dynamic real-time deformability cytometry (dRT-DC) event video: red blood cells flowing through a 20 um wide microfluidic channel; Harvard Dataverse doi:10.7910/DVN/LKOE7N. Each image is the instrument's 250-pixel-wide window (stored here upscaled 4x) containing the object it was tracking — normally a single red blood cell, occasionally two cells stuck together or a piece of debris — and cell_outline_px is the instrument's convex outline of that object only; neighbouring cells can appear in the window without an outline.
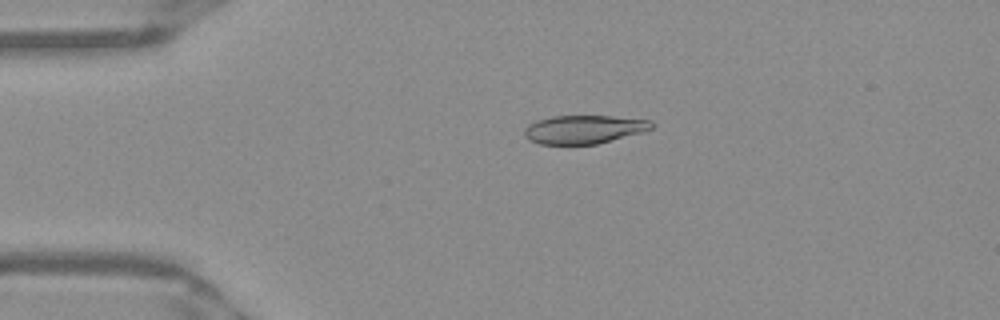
{"species": "Egyptian fruit bat (a non-hibernating species)", "species_latin": "Rousettus aegyptiacus", "temperature_condition": "warm", "stored_images_in_passage": 51, "camera_frame_rate_fps": 3000, "um_per_image_px": 0.085, "frame": {"image": 1, "passage_image": 11, "time_ms": 3.333, "image_size_px": [1000, 320], "cell_outline_px": [[656, 124], [652, 128], [644, 132], [596, 144], [540, 144], [528, 140], [524, 136], [524, 128], [528, 124], [536, 120], [552, 116], [612, 116], [652, 120]], "centroid_in_image_um": [49.64, 10.99], "position_along_channel_um": 35.4, "area_um2": 21.33}}
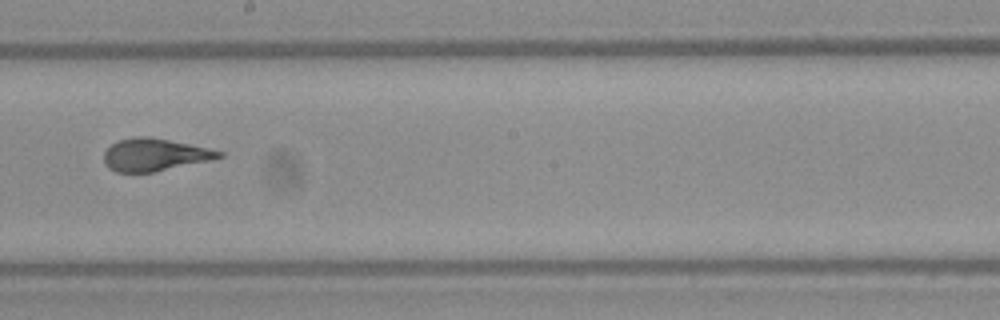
{"frame": {"image": 2, "passage_image": 29, "time_ms": 9.333, "image_size_px": [1000, 320], "cell_outline_px": [[224, 156], [212, 160], [152, 172], [116, 172], [108, 168], [104, 164], [104, 152], [112, 144], [120, 140], [136, 136], [148, 136], [188, 144], [224, 152]], "centroid_in_image_um": [13.12, 13.16], "position_along_channel_um": 235.1, "area_um2": 21.56}}
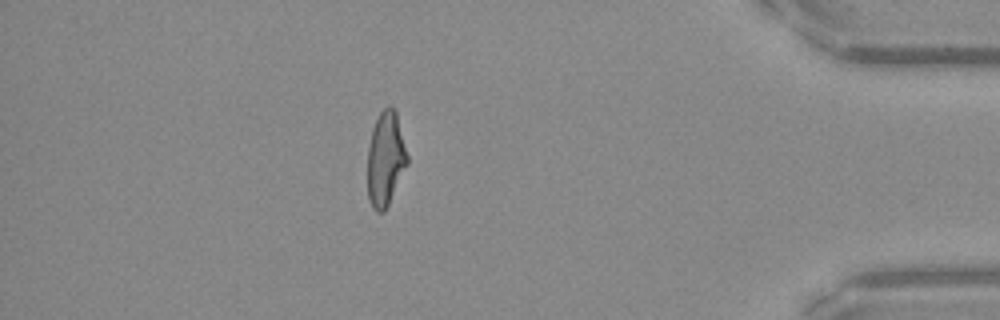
{"frame": {"image": 3, "passage_image": 45, "time_ms": 14.667, "image_size_px": [1000, 320], "cell_outline_px": [[408, 164], [384, 212], [376, 212], [372, 208], [368, 200], [368, 148], [372, 128], [380, 112], [388, 104], [396, 112], [408, 156]], "centroid_in_image_um": [32.76, 13.52], "position_along_channel_um": 402.4, "area_um2": 21.79}, "authors_computed_cell_mechanics": {"area_um2": 22.0218, "velocity_mm_per_s": 3.9461, "shape_relaxation_time_tau1_ms": 5.3438, "shape_relaxation_time_tau2_ms": 0.8935, "deformation_change_tau1": 0.2186, "deformation_change_tau2": 0.0824}}